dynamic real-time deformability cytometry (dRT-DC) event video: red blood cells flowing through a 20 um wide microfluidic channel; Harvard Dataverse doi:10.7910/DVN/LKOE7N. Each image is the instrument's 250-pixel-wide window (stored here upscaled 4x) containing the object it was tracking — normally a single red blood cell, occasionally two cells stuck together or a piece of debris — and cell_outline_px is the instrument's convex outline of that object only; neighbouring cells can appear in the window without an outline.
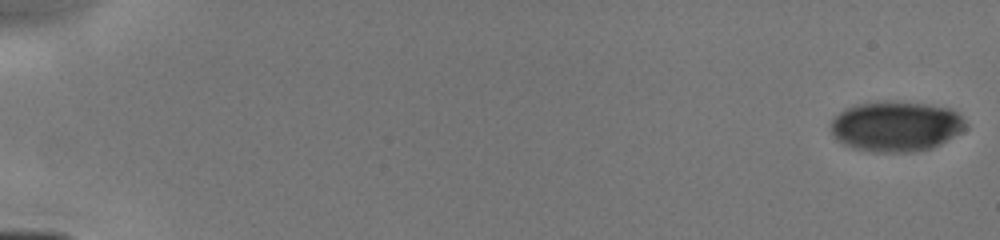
{"species": "human", "species_latin": "Homo sapiens", "temperature_condition": "cold", "stored_images_in_passage": 18, "camera_frame_rate_fps": 3000, "um_per_image_px": 0.085, "donor": {"sex": "male"}, "frame": {"image": 1, "passage_image": 1, "time_ms": 0.0, "image_size_px": [1000, 240], "cell_outline_px": [[968, 124], [960, 132], [940, 144], [932, 148], [912, 152], [872, 152], [852, 148], [836, 140], [832, 136], [832, 120], [844, 108], [856, 104], [928, 104], [952, 108]], "centroid_in_image_um": [76.15, 10.78], "position_along_channel_um": 8.8, "area_um2": 38.73}}
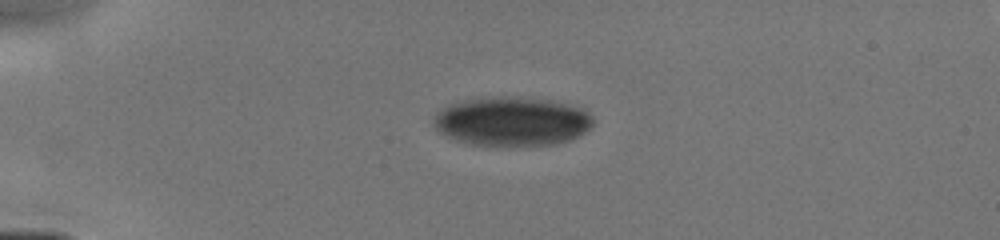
{"frame": {"image": 2, "passage_image": 8, "time_ms": 4.0, "image_size_px": [1000, 240], "cell_outline_px": [[592, 124], [584, 132], [568, 140], [556, 144], [468, 144], [456, 140], [440, 132], [432, 124], [432, 116], [436, 112], [448, 104], [464, 100], [500, 96], [508, 96], [556, 100], [584, 108], [592, 116]], "centroid_in_image_um": [43.49, 10.28], "position_along_channel_um": 41.5, "area_um2": 45.43}}
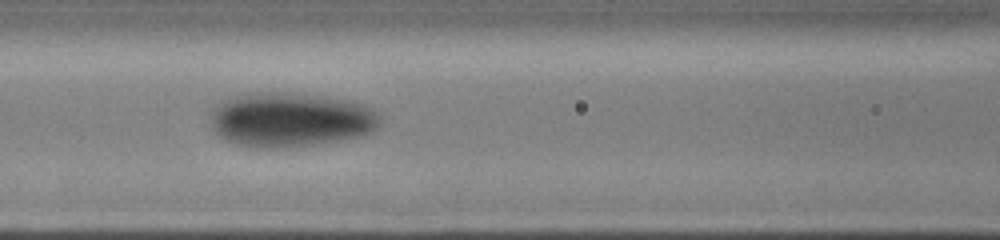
{"frame": {"image": 3, "passage_image": 16, "time_ms": 7.333, "image_size_px": [1000, 240], "cell_outline_px": [[380, 124], [372, 132], [360, 136], [312, 144], [272, 148], [256, 148], [236, 144], [224, 140], [216, 136], [212, 132], [212, 112], [216, 104], [220, 100], [252, 92], [276, 92], [320, 96], [344, 100], [360, 104], [372, 108], [380, 116]], "centroid_in_image_um": [24.62, 10.18], "position_along_channel_um": 142.0, "area_um2": 53.58}}